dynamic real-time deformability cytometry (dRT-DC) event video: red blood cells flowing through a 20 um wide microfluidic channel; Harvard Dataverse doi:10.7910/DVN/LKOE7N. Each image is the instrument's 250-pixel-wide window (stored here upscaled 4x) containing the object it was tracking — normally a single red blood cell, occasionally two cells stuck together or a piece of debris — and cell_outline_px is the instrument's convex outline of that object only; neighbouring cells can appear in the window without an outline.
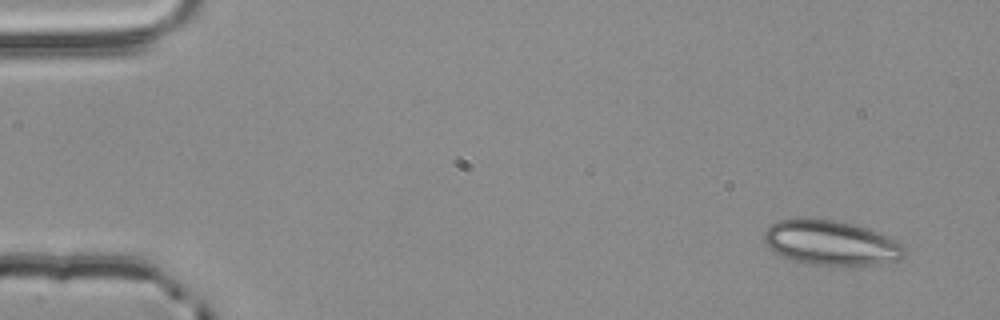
{"species": "common noctule bat (a hibernating species)", "species_latin": "Nyctalus noctula", "temperature_condition": "room temperature", "stored_images_in_passage": 4, "camera_frame_rate_fps": 3000, "um_per_image_px": 0.085, "animal": {"sex": "male", "body_mass_g": 20.4}, "frame": {"image": 1, "passage_image": 1, "time_ms": 0.0, "image_size_px": [1000, 320], "cell_outline_px": [[904, 256], [896, 260], [872, 264], [812, 264], [796, 260], [772, 252], [764, 244], [764, 232], [772, 224], [780, 220], [800, 216], [804, 216], [832, 220], [852, 224], [880, 232], [904, 244]], "centroid_in_image_um": [70.58, 20.59], "position_along_channel_um": 14.4, "area_um2": 36.47}}